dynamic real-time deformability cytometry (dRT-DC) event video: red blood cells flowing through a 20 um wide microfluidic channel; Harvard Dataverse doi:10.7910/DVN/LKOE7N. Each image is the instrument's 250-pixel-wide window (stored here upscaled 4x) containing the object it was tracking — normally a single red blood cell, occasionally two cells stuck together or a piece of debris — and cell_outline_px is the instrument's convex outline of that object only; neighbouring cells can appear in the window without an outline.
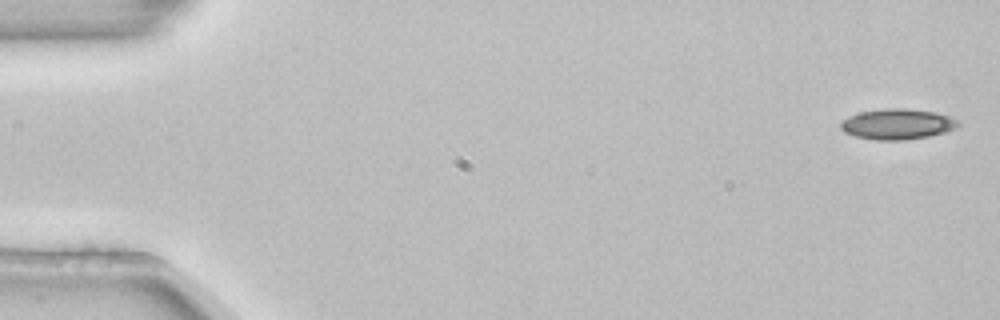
{"species": "common noctule bat (a hibernating species)", "species_latin": "Nyctalus noctula", "temperature_condition": "room temperature", "stored_images_in_passage": 6, "camera_frame_rate_fps": 3000, "um_per_image_px": 0.085, "animal": {"sex": "female", "body_mass_g": 22.7, "forearm_length_mm": 54.2}, "frame": {"image": 1, "passage_image": 1, "time_ms": 0.0, "image_size_px": [1000, 320], "cell_outline_px": [[960, 124], [944, 132], [928, 136], [904, 140], [876, 140], [856, 136], [844, 132], [840, 128], [840, 124], [848, 116], [860, 112], [884, 108], [908, 108], [936, 112], [960, 120]], "centroid_in_image_um": [76.27, 10.54], "position_along_channel_um": 8.7, "area_um2": 20.87}}
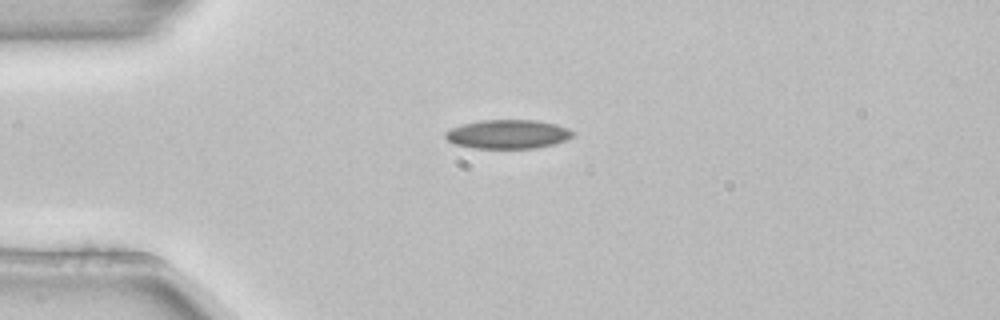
{"frame": {"image": 2, "passage_image": 4, "time_ms": 1.0, "image_size_px": [1000, 320], "cell_outline_px": [[576, 132], [568, 140], [556, 144], [536, 148], [472, 148], [452, 144], [444, 136], [444, 132], [452, 128], [464, 124], [480, 120], [536, 120], [556, 124], [568, 128]], "centroid_in_image_um": [43.19, 11.41], "position_along_channel_um": 41.8, "area_um2": 21.73}}